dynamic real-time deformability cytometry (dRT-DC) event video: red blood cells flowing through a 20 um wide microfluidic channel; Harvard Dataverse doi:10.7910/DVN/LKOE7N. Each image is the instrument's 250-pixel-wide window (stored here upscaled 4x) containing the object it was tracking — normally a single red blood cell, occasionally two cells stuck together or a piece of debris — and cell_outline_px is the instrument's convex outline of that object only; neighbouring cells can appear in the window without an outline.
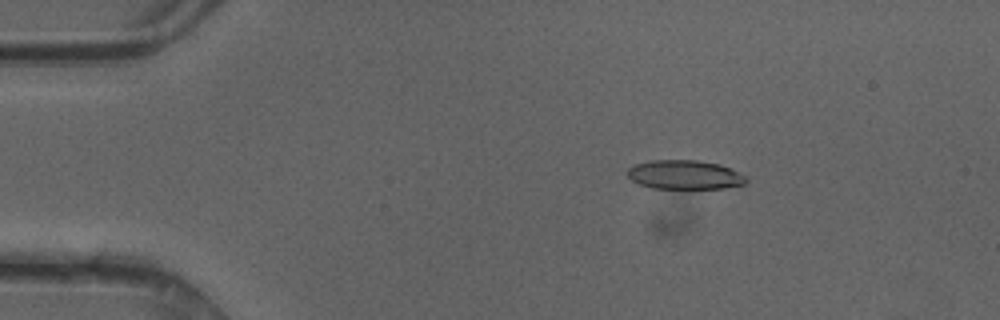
{"species": "common noctule bat (a hibernating species)", "species_latin": "Nyctalus noctula", "temperature_condition": "cold", "stored_images_in_passage": 46, "camera_frame_rate_fps": 3000, "um_per_image_px": 0.085, "animal": {"sex": "female"}, "frame": {"image": 1, "passage_image": 6, "time_ms": 1.667, "image_size_px": [1000, 320], "cell_outline_px": [[740, 184], [712, 188], [664, 188], [648, 184], [636, 180], [644, 164], [712, 164], [724, 168], [732, 172]], "centroid_in_image_um": [58.36, 14.96], "position_along_channel_um": 26.6, "area_um2": 15.09}}
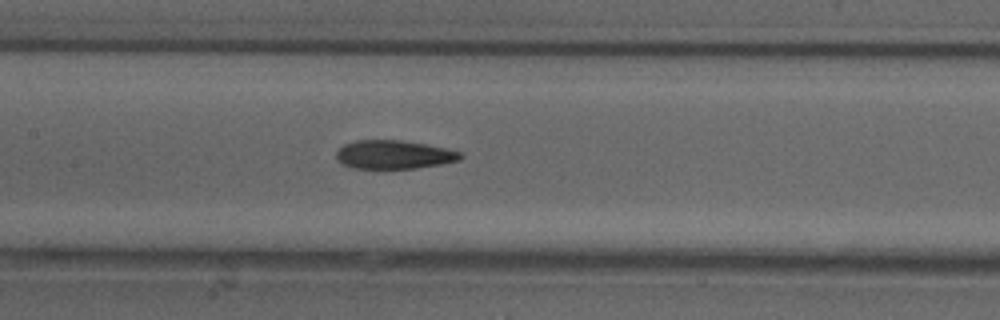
{"frame": {"image": 2, "passage_image": 21, "time_ms": 6.667, "image_size_px": [1000, 320], "cell_outline_px": [[460, 156], [452, 160], [428, 164], [400, 168], [372, 168], [352, 164], [344, 160], [340, 156], [340, 152], [344, 148], [356, 144], [412, 144], [452, 152]], "centroid_in_image_um": [33.49, 13.22], "position_along_channel_um": 173.9, "area_um2": 15.78}}
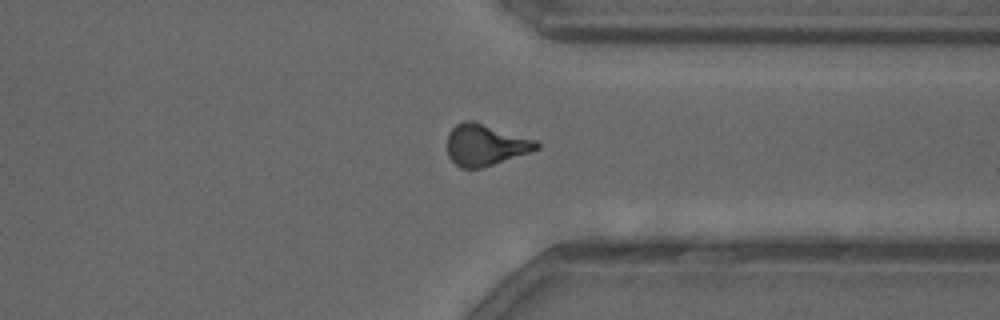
{"frame": {"image": 3, "passage_image": 35, "time_ms": 11.333, "image_size_px": [1000, 320], "cell_outline_px": [[536, 148], [488, 164], [472, 168], [460, 164], [452, 156], [448, 148], [448, 140], [452, 132], [460, 124], [476, 124], [536, 144]], "centroid_in_image_um": [41.13, 12.36], "position_along_channel_um": 370.3, "area_um2": 17.57}}